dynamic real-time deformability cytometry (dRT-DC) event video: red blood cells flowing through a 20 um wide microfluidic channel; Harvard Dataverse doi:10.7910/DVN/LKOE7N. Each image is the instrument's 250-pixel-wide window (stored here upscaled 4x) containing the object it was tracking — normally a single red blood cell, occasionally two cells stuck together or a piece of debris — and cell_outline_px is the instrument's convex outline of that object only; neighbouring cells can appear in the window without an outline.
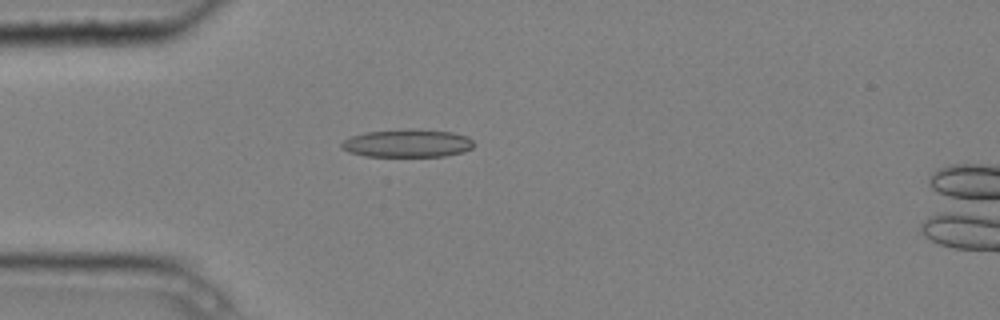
{"species": "common noctule bat (a hibernating species)", "species_latin": "Nyctalus noctula", "temperature_condition": "cold", "stored_images_in_passage": 5, "camera_frame_rate_fps": 3000, "um_per_image_px": 0.085, "animal": {"sex": "male", "body_mass_g": 20.4}, "frame": {"image": 1, "passage_image": 5, "time_ms": 1.333, "image_size_px": [1000, 320], "cell_outline_px": [[476, 144], [472, 148], [464, 152], [444, 156], [364, 156], [348, 152], [340, 148], [340, 144], [344, 140], [352, 136], [368, 132], [416, 128], [452, 132], [468, 136]], "centroid_in_image_um": [34.66, 12.18], "position_along_channel_um": 50.3, "area_um2": 21.73}}